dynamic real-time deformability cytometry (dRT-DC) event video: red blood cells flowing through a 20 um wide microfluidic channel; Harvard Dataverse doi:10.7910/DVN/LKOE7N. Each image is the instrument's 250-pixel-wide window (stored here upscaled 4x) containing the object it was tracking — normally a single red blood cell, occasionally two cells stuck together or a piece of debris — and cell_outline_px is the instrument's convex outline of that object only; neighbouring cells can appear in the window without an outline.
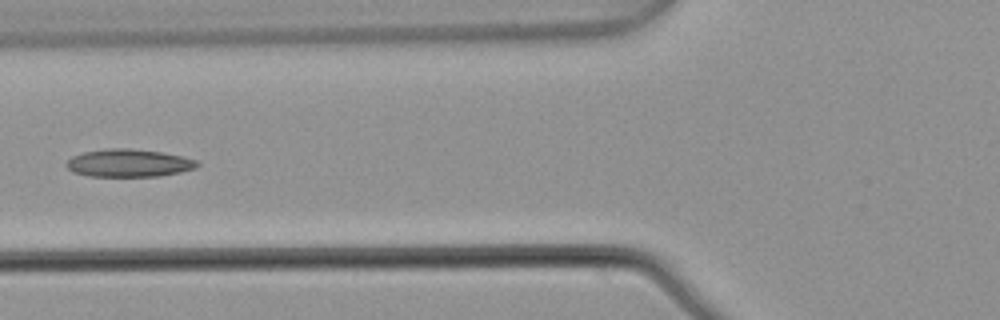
{"species": "common noctule bat (a hibernating species)", "species_latin": "Nyctalus noctula", "temperature_condition": "warm", "stored_images_in_passage": 5, "camera_frame_rate_fps": 3000, "um_per_image_px": 0.085, "animal": {"sex": "male", "body_mass_g": 21.5, "forearm_length_mm": 52.0}, "frame": {"image": 1, "passage_image": 5, "time_ms": 1.333, "image_size_px": [1000, 320], "cell_outline_px": [[200, 164], [196, 168], [180, 172], [160, 176], [88, 176], [72, 172], [64, 164], [72, 156], [84, 152], [108, 148], [128, 148], [160, 152], [180, 156], [196, 160]], "centroid_in_image_um": [10.92, 13.86], "position_along_channel_um": 114.9, "area_um2": 21.1}}